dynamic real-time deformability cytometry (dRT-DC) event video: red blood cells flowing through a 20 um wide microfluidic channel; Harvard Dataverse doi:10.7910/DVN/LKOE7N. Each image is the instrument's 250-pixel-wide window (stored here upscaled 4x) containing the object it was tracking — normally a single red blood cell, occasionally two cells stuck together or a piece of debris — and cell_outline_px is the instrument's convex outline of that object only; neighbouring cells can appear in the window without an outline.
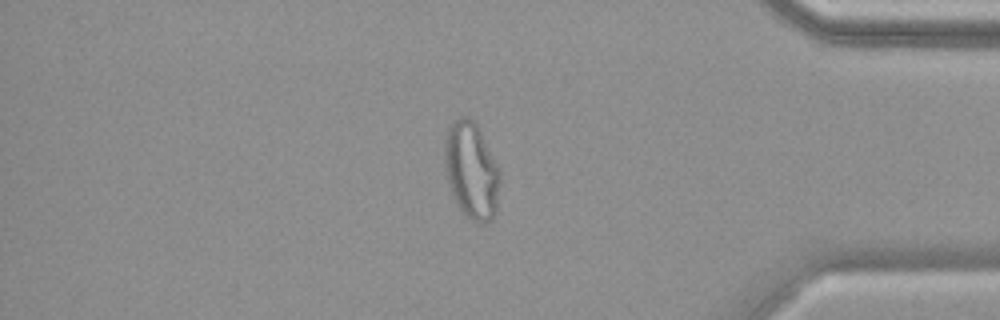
{"species": "common noctule bat (a hibernating species)", "species_latin": "Nyctalus noctula", "temperature_condition": "warm", "stored_images_in_passage": 54, "camera_frame_rate_fps": 3000, "um_per_image_px": 0.085, "animal": {"sex": "female", "body_mass_g": 19.9}, "frame": {"image": 1, "passage_image": 46, "time_ms": 15.0, "image_size_px": [1000, 320], "cell_outline_px": [[500, 180], [496, 212], [492, 220], [480, 224], [472, 220], [460, 212], [452, 196], [448, 184], [444, 168], [444, 140], [448, 128], [452, 120], [460, 116], [468, 116], [476, 124], [500, 172]], "centroid_in_image_um": [40.03, 14.52], "position_along_channel_um": 395.2, "area_um2": 31.5}}